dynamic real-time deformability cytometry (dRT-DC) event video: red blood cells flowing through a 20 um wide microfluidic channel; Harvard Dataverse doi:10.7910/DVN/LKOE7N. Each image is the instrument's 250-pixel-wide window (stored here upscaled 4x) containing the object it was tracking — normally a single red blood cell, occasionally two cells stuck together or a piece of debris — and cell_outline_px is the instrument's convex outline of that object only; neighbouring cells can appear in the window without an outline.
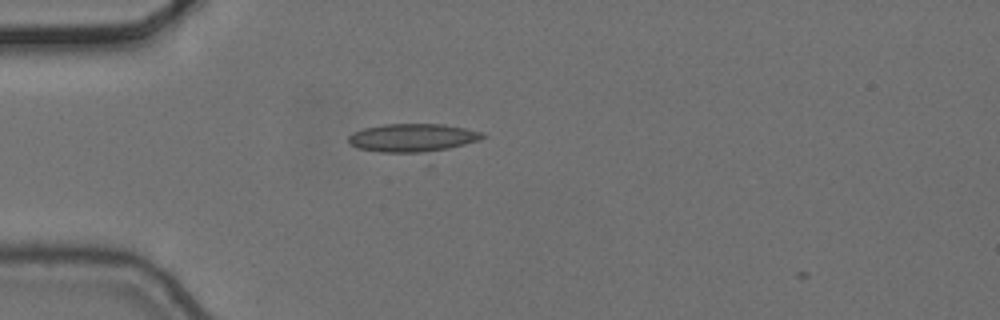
{"species": "common noctule bat (a hibernating species)", "species_latin": "Nyctalus noctula", "temperature_condition": "cold", "stored_images_in_passage": 1, "camera_frame_rate_fps": 3000, "um_per_image_px": 0.085, "animal": {"sex": "female", "body_mass_g": 24.6, "forearm_length_mm": 56.2}, "frame": {"image": 1, "passage_image": 1, "time_ms": 0.0, "image_size_px": [1000, 320], "cell_outline_px": [[488, 136], [428, 168], [356, 148], [348, 144], [348, 136], [364, 128], [384, 124], [444, 124], [484, 132]], "centroid_in_image_um": [35.31, 12.04], "position_along_channel_um": 49.7, "area_um2": 28.44}}